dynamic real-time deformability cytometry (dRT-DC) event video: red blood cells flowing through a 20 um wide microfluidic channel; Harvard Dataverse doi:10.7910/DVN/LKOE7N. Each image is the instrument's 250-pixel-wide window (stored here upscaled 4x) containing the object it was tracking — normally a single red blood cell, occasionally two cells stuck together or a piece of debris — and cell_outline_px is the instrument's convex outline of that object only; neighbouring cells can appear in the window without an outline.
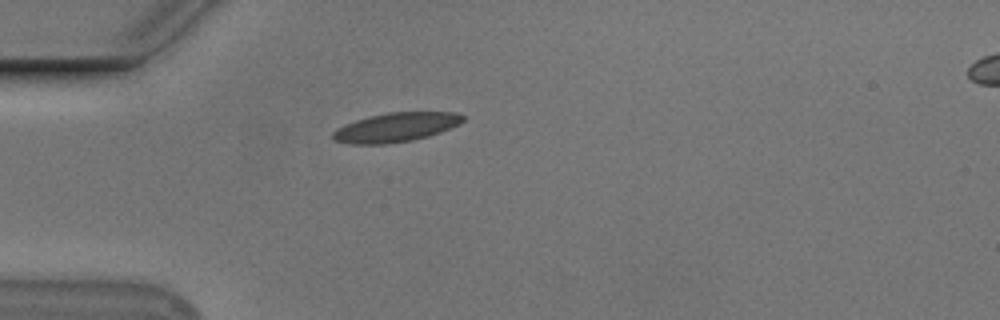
{"species": "Egyptian fruit bat (a non-hibernating species)", "species_latin": "Rousettus aegyptiacus", "temperature_condition": "cold", "stored_images_in_passage": 34, "camera_frame_rate_fps": 3000, "um_per_image_px": 0.085, "animal": {"sex": "male"}, "frame": {"image": 1, "passage_image": 1, "time_ms": 0.0, "image_size_px": [1000, 320], "cell_outline_px": [[464, 120], [460, 124], [440, 132], [428, 136], [412, 140], [388, 144], [352, 144], [336, 140], [332, 136], [332, 132], [344, 124], [368, 116], [388, 112], [456, 112], [464, 116]], "centroid_in_image_um": [33.66, 10.81], "position_along_channel_um": 51.3, "area_um2": 22.08}}
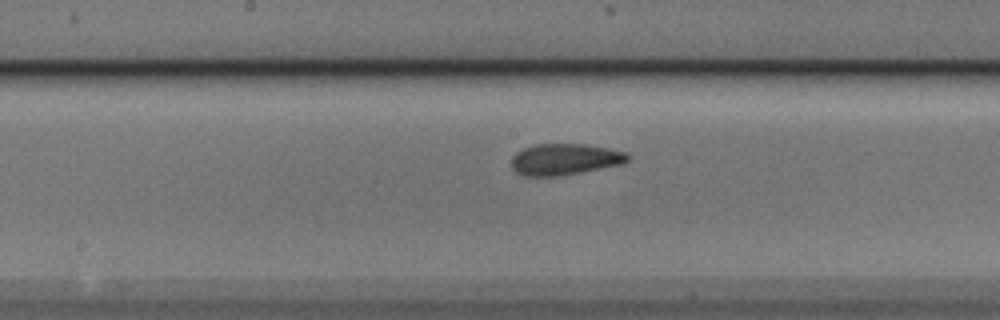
{"frame": {"image": 2, "passage_image": 14, "time_ms": 4.333, "image_size_px": [1000, 320], "cell_outline_px": [[632, 156], [628, 160], [620, 164], [560, 176], [524, 176], [516, 172], [512, 168], [512, 156], [516, 152], [524, 148], [536, 144], [584, 144], [608, 148], [628, 152]], "centroid_in_image_um": [48.0, 13.53], "position_along_channel_um": 200.2, "area_um2": 21.21}}
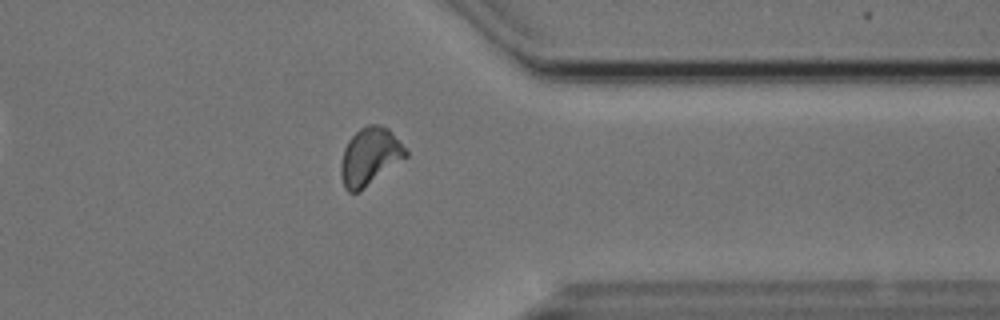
{"frame": {"image": 3, "passage_image": 29, "time_ms": 9.333, "image_size_px": [1000, 320], "cell_outline_px": [[408, 156], [364, 188], [356, 192], [348, 192], [344, 188], [340, 176], [340, 164], [344, 148], [348, 140], [360, 128], [368, 124], [380, 124], [388, 128], [408, 152]], "centroid_in_image_um": [31.41, 13.3], "position_along_channel_um": 380.0, "area_um2": 21.68}, "authors_computed_cell_mechanics": {"area_um2": 20.9814, "velocity_mm_per_s": 3.7351, "shape_relaxation_time_tau1_ms": 3.7302, "shape_relaxation_time_tau2_ms": 2.1839, "deformation_change_tau1": 0.1144, "deformation_change_tau2": 0.0751}}